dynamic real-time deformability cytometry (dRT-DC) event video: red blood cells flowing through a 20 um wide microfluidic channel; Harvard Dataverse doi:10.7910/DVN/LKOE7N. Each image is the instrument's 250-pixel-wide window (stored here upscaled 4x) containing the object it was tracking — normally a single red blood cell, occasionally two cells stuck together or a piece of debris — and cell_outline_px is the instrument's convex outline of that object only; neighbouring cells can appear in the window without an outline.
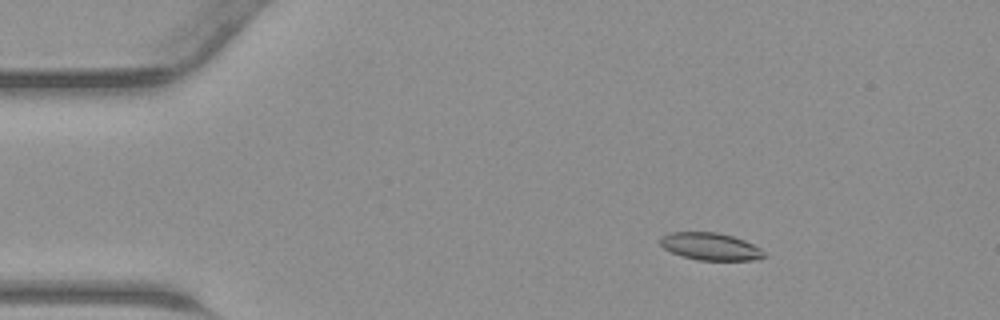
{"species": "common noctule bat (a hibernating species)", "species_latin": "Nyctalus noctula", "temperature_condition": "warm", "stored_images_in_passage": 45, "camera_frame_rate_fps": 3000, "um_per_image_px": 0.085, "animal": {"sex": "male", "body_mass_g": 23.1, "forearm_length_mm": 52.7}, "frame": {"image": 1, "passage_image": 7, "time_ms": 2.0, "image_size_px": [1000, 320], "cell_outline_px": [[764, 256], [760, 260], [696, 260], [672, 252], [664, 248], [660, 244], [660, 236], [672, 232], [716, 232], [732, 236], [744, 240], [760, 248], [764, 252]], "centroid_in_image_um": [60.38, 20.95], "position_along_channel_um": 24.6, "area_um2": 16.47}}
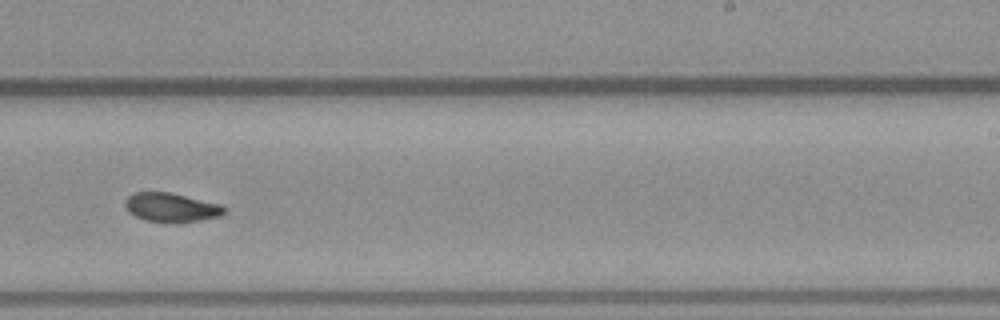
{"frame": {"image": 2, "passage_image": 28, "time_ms": 9.0, "image_size_px": [1000, 320], "cell_outline_px": [[228, 208], [220, 216], [200, 220], [176, 224], [160, 224], [144, 220], [128, 212], [124, 204], [124, 200], [132, 192], [172, 192], [220, 204]], "centroid_in_image_um": [14.53, 17.65], "position_along_channel_um": 274.5, "area_um2": 17.4}}
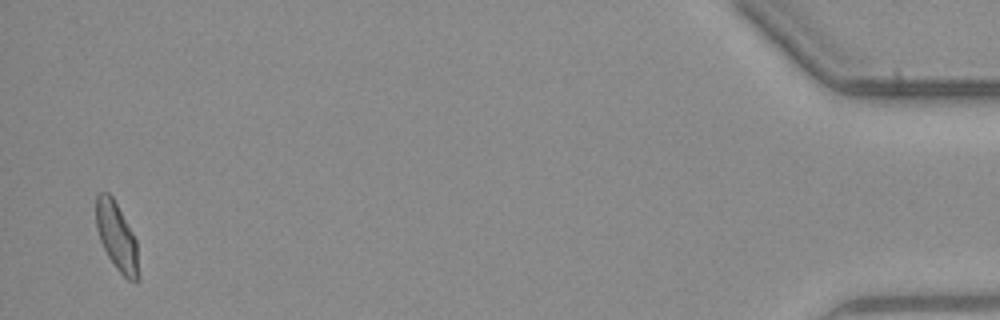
{"frame": {"image": 3, "passage_image": 44, "time_ms": 14.333, "image_size_px": [1000, 320], "cell_outline_px": [[140, 280], [136, 284], [128, 280], [116, 268], [108, 256], [100, 240], [96, 228], [96, 196], [100, 192], [108, 192], [112, 196], [132, 232], [136, 240], [140, 276]], "centroid_in_image_um": [9.95, 20.17], "position_along_channel_um": 425.3, "area_um2": 16.94}}